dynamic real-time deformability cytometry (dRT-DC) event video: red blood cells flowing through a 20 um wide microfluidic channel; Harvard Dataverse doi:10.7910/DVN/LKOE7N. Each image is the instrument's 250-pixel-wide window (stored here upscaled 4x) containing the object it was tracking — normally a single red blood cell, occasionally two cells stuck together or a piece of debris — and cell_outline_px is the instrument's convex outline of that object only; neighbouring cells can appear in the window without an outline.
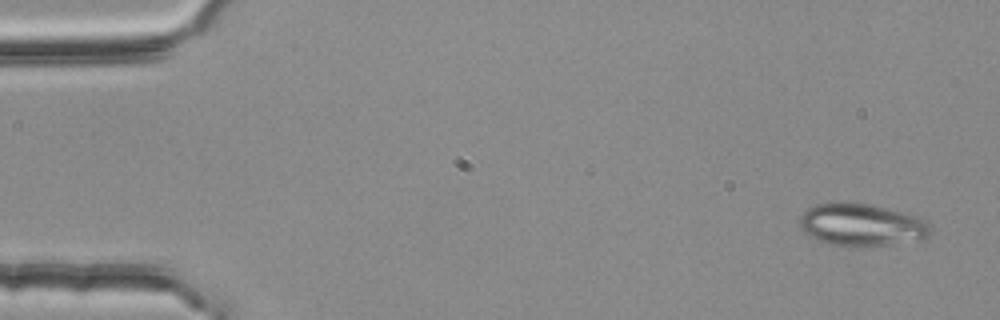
{"species": "common noctule bat (a hibernating species)", "species_latin": "Nyctalus noctula", "temperature_condition": "room temperature", "stored_images_in_passage": 3, "camera_frame_rate_fps": 3000, "um_per_image_px": 0.085, "animal": {"sex": "female", "body_mass_g": 25.1}, "frame": {"image": 1, "passage_image": 1, "time_ms": 0.0, "image_size_px": [1000, 320], "cell_outline_px": [[932, 228], [928, 236], [920, 240], [864, 248], [852, 248], [832, 244], [816, 240], [808, 236], [800, 228], [800, 216], [808, 208], [816, 204], [832, 200], [844, 200], [868, 204], [920, 216], [928, 220]], "centroid_in_image_um": [73.23, 19.11], "position_along_channel_um": 11.8, "area_um2": 33.52}}